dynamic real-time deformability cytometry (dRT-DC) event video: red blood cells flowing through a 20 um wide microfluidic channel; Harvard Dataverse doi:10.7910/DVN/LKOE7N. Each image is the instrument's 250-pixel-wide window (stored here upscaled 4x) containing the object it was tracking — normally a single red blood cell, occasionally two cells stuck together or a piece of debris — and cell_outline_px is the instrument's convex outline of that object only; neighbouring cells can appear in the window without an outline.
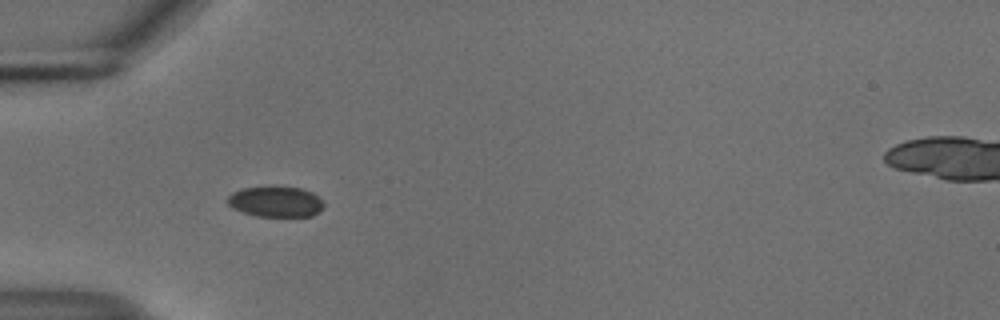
{"species": "common noctule bat (a hibernating species)", "species_latin": "Nyctalus noctula", "temperature_condition": "cold", "stored_images_in_passage": 11, "camera_frame_rate_fps": 3000, "um_per_image_px": 0.085, "animal": {"sex": "male", "body_mass_g": 18.8}, "frame": {"image": 1, "passage_image": 7, "time_ms": 2.0, "image_size_px": [1000, 320], "cell_outline_px": [[324, 204], [320, 212], [312, 216], [256, 216], [232, 208], [228, 204], [228, 196], [232, 192], [240, 188], [276, 184], [300, 188], [312, 192]], "centroid_in_image_um": [23.41, 17.1], "position_along_channel_um": 61.6, "area_um2": 17.63}}